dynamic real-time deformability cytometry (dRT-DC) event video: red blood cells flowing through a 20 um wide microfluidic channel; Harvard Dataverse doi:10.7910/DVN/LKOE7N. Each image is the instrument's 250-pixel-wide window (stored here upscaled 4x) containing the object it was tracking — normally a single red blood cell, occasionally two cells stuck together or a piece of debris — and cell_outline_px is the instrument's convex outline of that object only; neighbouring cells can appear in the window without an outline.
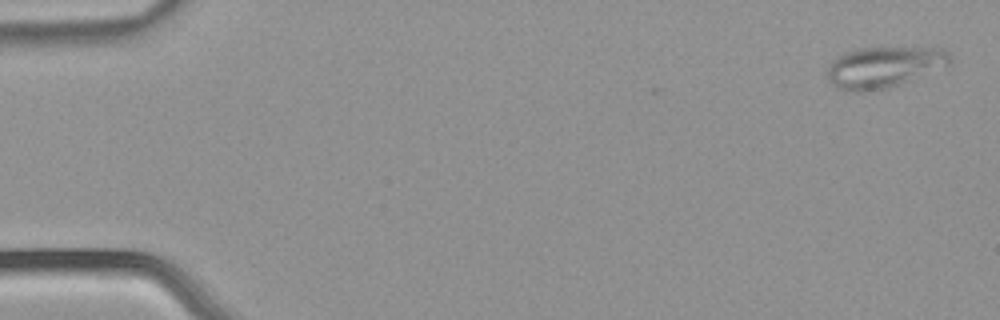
{"species": "common noctule bat (a hibernating species)", "species_latin": "Nyctalus noctula", "temperature_condition": "warm", "stored_images_in_passage": 53, "camera_frame_rate_fps": 3000, "um_per_image_px": 0.085, "animal": {"sex": "male", "body_mass_g": 21.5, "forearm_length_mm": 52.0}, "frame": {"image": 1, "passage_image": 2, "time_ms": 0.333, "image_size_px": [1000, 320], "cell_outline_px": [[952, 60], [948, 64], [888, 88], [860, 92], [844, 92], [836, 88], [828, 80], [828, 64], [836, 56], [844, 52], [860, 48], [944, 48], [952, 52]], "centroid_in_image_um": [75.07, 5.7], "position_along_channel_um": 9.9, "area_um2": 29.25}}
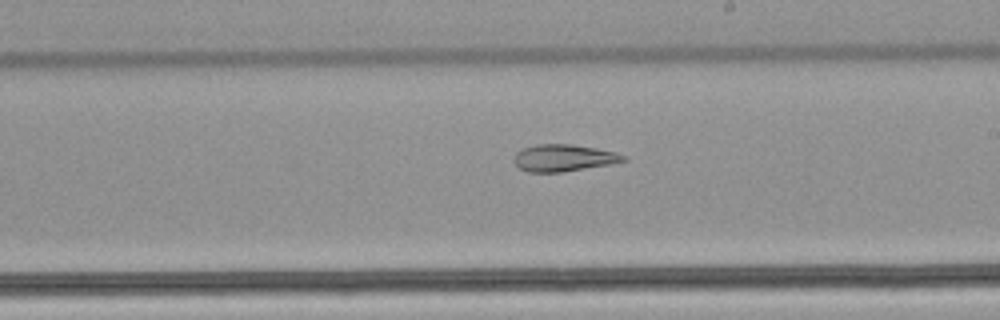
{"frame": {"image": 2, "passage_image": 31, "time_ms": 10.0, "image_size_px": [1000, 320], "cell_outline_px": [[628, 160], [612, 164], [560, 172], [528, 172], [520, 168], [512, 160], [516, 152], [524, 148], [536, 144], [572, 144], [596, 148], [616, 152], [624, 156]], "centroid_in_image_um": [47.9, 13.42], "position_along_channel_um": 241.1, "area_um2": 17.17}}
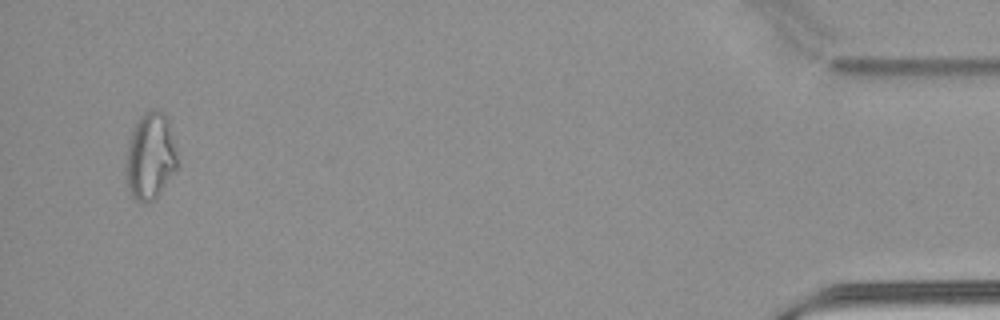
{"frame": {"image": 3, "passage_image": 51, "time_ms": 16.667, "image_size_px": [1000, 320], "cell_outline_px": [[180, 164], [156, 196], [152, 200], [144, 204], [140, 204], [132, 196], [128, 188], [124, 168], [124, 160], [128, 144], [136, 120], [144, 112], [152, 108], [156, 108], [164, 112], [168, 120]], "centroid_in_image_um": [12.76, 13.26], "position_along_channel_um": 422.4, "area_um2": 26.53}, "authors_computed_cell_mechanics": {"area_um2": 23.0622, "velocity_mm_per_s": 3.909, "shape_relaxation_time_tau1_ms": null, "shape_relaxation_time_tau2_ms": 6.4685, "deformation_change_tau1": null, "deformation_change_tau2": 0.1461}}